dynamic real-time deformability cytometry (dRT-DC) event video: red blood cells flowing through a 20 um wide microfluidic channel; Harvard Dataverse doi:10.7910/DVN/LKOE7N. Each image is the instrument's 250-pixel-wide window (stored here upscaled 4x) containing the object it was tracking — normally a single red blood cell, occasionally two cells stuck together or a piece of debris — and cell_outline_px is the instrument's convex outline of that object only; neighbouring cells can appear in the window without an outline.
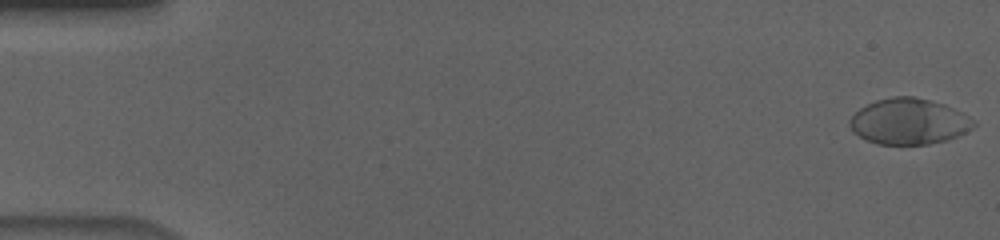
{"species": "human", "species_latin": "Homo sapiens", "temperature_condition": "cold", "stored_images_in_passage": 56, "camera_frame_rate_fps": 3000, "um_per_image_px": 0.085, "donor": {"sex": "male"}, "frame": {"image": 1, "passage_image": 1, "time_ms": 0.0, "image_size_px": [1000, 240], "cell_outline_px": [[976, 124], [972, 128], [948, 140], [928, 144], [876, 144], [852, 132], [848, 124], [848, 120], [860, 108], [876, 100], [892, 96], [912, 96], [932, 100], [944, 104], [976, 120]], "centroid_in_image_um": [77.24, 10.32], "position_along_channel_um": 7.8, "area_um2": 33.12}}
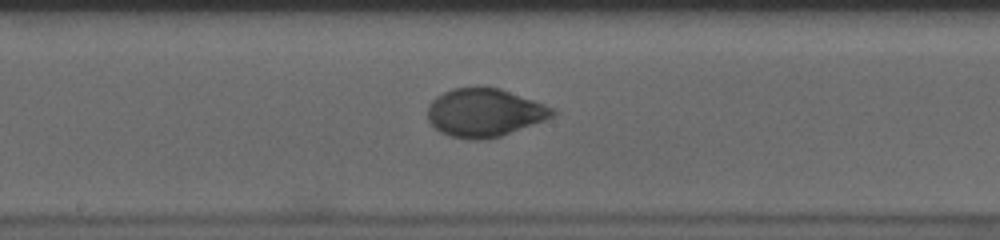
{"frame": {"image": 2, "passage_image": 30, "time_ms": 9.667, "image_size_px": [1000, 240], "cell_outline_px": [[560, 112], [544, 120], [500, 136], [480, 140], [468, 140], [448, 136], [440, 132], [428, 120], [428, 104], [436, 96], [452, 88], [500, 88], [556, 108]], "centroid_in_image_um": [41.18, 9.58], "position_along_channel_um": 207.0, "area_um2": 35.03}}
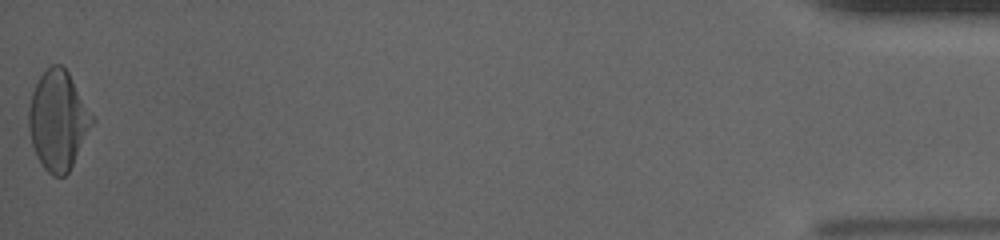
{"frame": {"image": 3, "passage_image": 56, "time_ms": 18.333, "image_size_px": [1000, 240], "cell_outline_px": [[96, 120], [68, 172], [64, 176], [52, 176], [44, 168], [36, 156], [32, 144], [28, 128], [28, 112], [32, 92], [40, 76], [52, 64], [60, 64], [68, 72]], "centroid_in_image_um": [4.94, 10.24], "position_along_channel_um": 430.3, "area_um2": 36.47}, "authors_computed_cell_mechanics": {"area_um2": 35.0557, "velocity_mm_per_s": 3.6621, "shape_relaxation_time_tau1_ms": 4.3331, "shape_relaxation_time_tau2_ms": null, "deformation_change_tau1": 0.1744, "deformation_change_tau2": null}}